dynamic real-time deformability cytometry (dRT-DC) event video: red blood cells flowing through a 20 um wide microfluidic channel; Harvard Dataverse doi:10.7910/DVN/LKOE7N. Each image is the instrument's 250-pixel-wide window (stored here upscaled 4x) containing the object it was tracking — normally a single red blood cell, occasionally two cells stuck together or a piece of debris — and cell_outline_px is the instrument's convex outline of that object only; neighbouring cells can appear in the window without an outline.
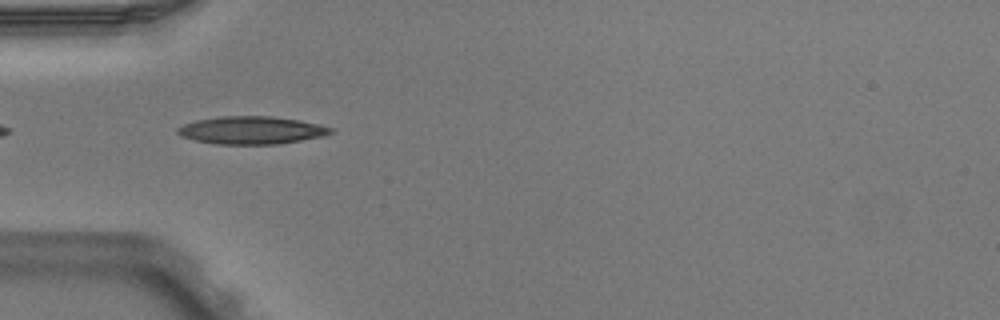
{"species": "Egyptian fruit bat (a non-hibernating species)", "species_latin": "Rousettus aegyptiacus", "temperature_condition": "warm", "stored_images_in_passage": 6, "camera_frame_rate_fps": 3000, "um_per_image_px": 0.085, "animal": {"sex": "male"}, "frame": {"image": 1, "passage_image": 4, "time_ms": 1.0, "image_size_px": [1000, 320], "cell_outline_px": [[336, 132], [324, 136], [276, 144], [216, 144], [196, 140], [180, 136], [176, 132], [176, 128], [184, 124], [196, 120], [220, 116], [272, 116], [300, 120], [336, 128]], "centroid_in_image_um": [21.41, 11.06], "position_along_channel_um": 63.6, "area_um2": 24.91}}
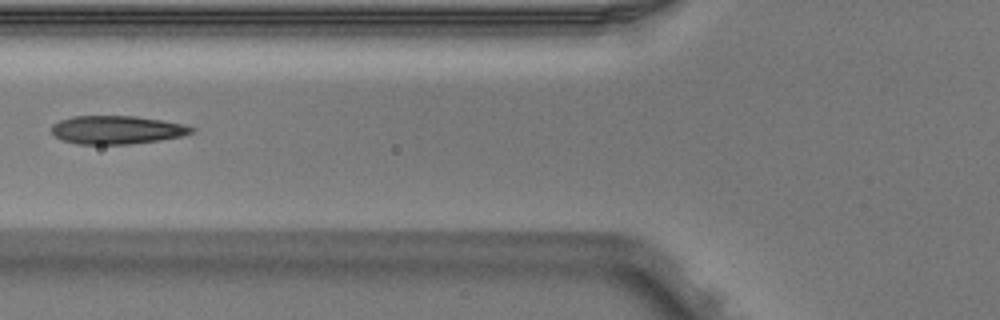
{"frame": {"image": 2, "passage_image": 5, "time_ms": 1.333, "image_size_px": [1000, 320], "cell_outline_px": [[196, 132], [180, 136], [160, 140], [128, 144], [76, 144], [60, 140], [52, 132], [52, 124], [60, 120], [72, 116], [136, 116], [184, 124], [196, 128]], "centroid_in_image_um": [9.93, 11.04], "position_along_channel_um": 115.9, "area_um2": 23.18}}
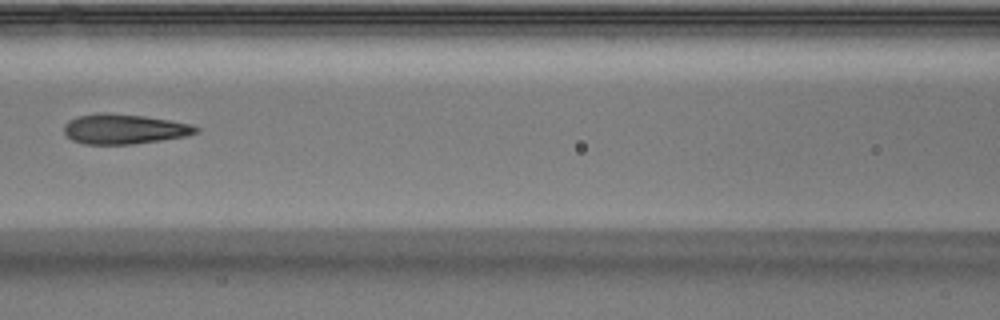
{"frame": {"image": 3, "passage_image": 6, "time_ms": 1.667, "image_size_px": [1000, 320], "cell_outline_px": [[200, 132], [184, 136], [160, 140], [132, 144], [84, 144], [72, 140], [64, 132], [64, 124], [68, 120], [76, 116], [100, 112], [104, 112], [144, 116], [192, 124], [200, 128]], "centroid_in_image_um": [10.53, 10.96], "position_along_channel_um": 156.1, "area_um2": 23.06}}